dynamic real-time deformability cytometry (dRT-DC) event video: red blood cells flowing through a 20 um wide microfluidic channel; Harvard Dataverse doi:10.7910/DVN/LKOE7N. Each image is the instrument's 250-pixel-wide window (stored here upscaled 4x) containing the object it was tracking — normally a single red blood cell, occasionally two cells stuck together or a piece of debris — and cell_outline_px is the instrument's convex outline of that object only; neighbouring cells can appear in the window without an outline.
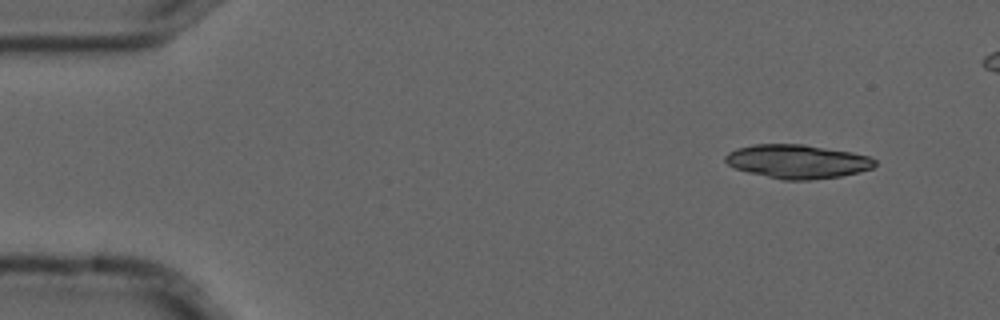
{"species": "common noctule bat (a hibernating species)", "species_latin": "Nyctalus noctula", "temperature_condition": "cold", "stored_images_in_passage": 4, "camera_frame_rate_fps": 3000, "um_per_image_px": 0.085, "animal": {"sex": "male", "forearm_length_mm": 52.5}, "frame": {"image": 1, "passage_image": 1, "time_ms": 0.0, "image_size_px": [1000, 320], "cell_outline_px": [[876, 164], [872, 168], [860, 172], [840, 176], [808, 180], [784, 180], [748, 172], [736, 168], [728, 164], [724, 160], [724, 156], [728, 152], [736, 148], [752, 144], [804, 144], [852, 152], [868, 156], [876, 160]], "centroid_in_image_um": [67.77, 13.71], "position_along_channel_um": 17.2, "area_um2": 29.48}}